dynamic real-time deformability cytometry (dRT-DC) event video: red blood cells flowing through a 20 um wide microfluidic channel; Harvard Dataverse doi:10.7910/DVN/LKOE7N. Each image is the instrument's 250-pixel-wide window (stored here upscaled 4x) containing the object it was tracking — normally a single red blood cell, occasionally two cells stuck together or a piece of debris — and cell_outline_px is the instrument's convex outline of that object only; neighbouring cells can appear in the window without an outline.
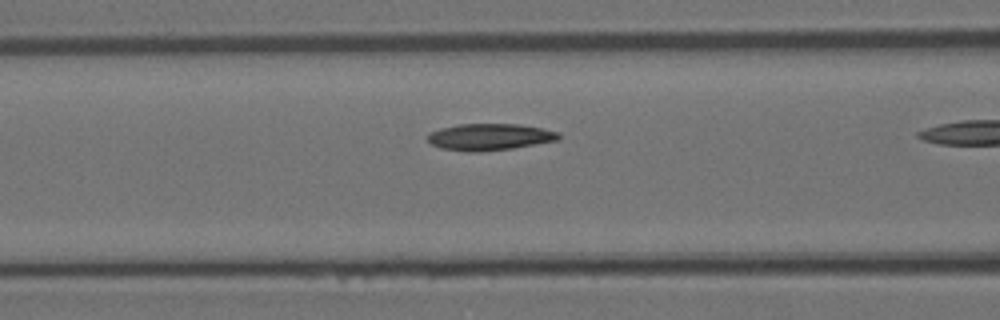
{"species": "Egyptian fruit bat (a non-hibernating species)", "species_latin": "Rousettus aegyptiacus", "temperature_condition": "room temperature", "stored_images_in_passage": 18, "camera_frame_rate_fps": 3000, "um_per_image_px": 0.085, "animal": {"sex": "female"}, "frame": {"image": 1, "passage_image": 16, "time_ms": 5.0, "image_size_px": [1000, 320], "cell_outline_px": [[560, 140], [512, 148], [480, 152], [468, 152], [440, 148], [432, 144], [428, 140], [428, 132], [440, 128], [460, 124], [520, 124], [560, 132]], "centroid_in_image_um": [41.62, 11.64], "position_along_channel_um": 125.0, "area_um2": 20.46}}